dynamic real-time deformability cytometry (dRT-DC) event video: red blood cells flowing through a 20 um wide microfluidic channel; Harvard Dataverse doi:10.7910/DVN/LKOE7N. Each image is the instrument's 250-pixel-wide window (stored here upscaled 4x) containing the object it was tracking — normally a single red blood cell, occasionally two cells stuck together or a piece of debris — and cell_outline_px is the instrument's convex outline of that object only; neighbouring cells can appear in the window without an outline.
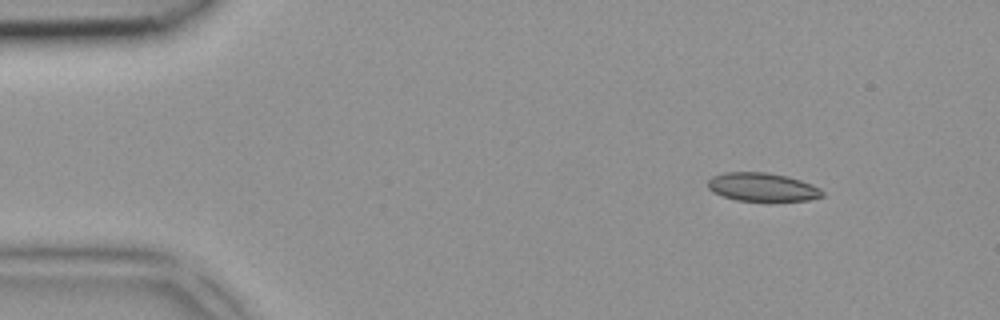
{"species": "common noctule bat (a hibernating species)", "species_latin": "Nyctalus noctula", "temperature_condition": "room temperature", "stored_images_in_passage": 3, "camera_frame_rate_fps": 3000, "um_per_image_px": 0.085, "animal": {"sex": "female", "body_mass_g": 18.4}, "frame": {"image": 1, "passage_image": 1, "time_ms": 0.0, "image_size_px": [1000, 320], "cell_outline_px": [[824, 196], [808, 200], [768, 204], [736, 200], [712, 192], [708, 188], [708, 180], [712, 176], [724, 172], [764, 172], [788, 176], [812, 184], [820, 188], [824, 192]], "centroid_in_image_um": [64.83, 15.95], "position_along_channel_um": 20.2, "area_um2": 19.88}}